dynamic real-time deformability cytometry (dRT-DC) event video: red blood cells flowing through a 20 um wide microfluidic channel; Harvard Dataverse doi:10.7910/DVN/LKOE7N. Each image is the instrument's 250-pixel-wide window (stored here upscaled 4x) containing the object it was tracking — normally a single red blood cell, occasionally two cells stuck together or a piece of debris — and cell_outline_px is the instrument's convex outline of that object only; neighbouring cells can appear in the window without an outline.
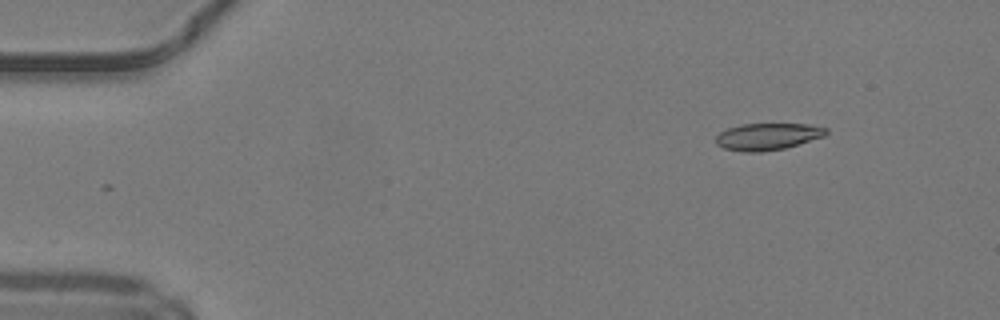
{"species": "common noctule bat (a hibernating species)", "species_latin": "Nyctalus noctula", "temperature_condition": "warm", "stored_images_in_passage": 45, "camera_frame_rate_fps": 3000, "um_per_image_px": 0.085, "animal": {"sex": "male", "body_mass_g": 19.2, "forearm_length_mm": 51.8}, "frame": {"image": 1, "passage_image": 2, "time_ms": 0.333, "image_size_px": [1000, 320], "cell_outline_px": [[828, 132], [824, 136], [784, 148], [760, 152], [744, 152], [724, 148], [716, 144], [716, 136], [720, 132], [728, 128], [740, 124], [808, 124], [828, 128]], "centroid_in_image_um": [65.23, 11.6], "position_along_channel_um": 19.8, "area_um2": 17.17}}
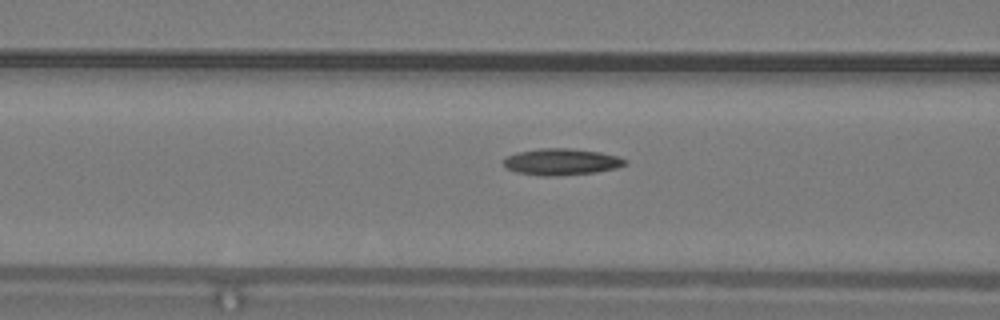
{"frame": {"image": 2, "passage_image": 16, "time_ms": 5.0, "image_size_px": [1000, 320], "cell_outline_px": [[628, 164], [616, 168], [596, 172], [556, 176], [540, 176], [516, 172], [508, 168], [504, 164], [504, 160], [508, 156], [516, 152], [540, 148], [568, 148], [600, 152], [616, 156], [628, 160]], "centroid_in_image_um": [47.74, 13.75], "position_along_channel_um": 118.9, "area_um2": 18.79}}
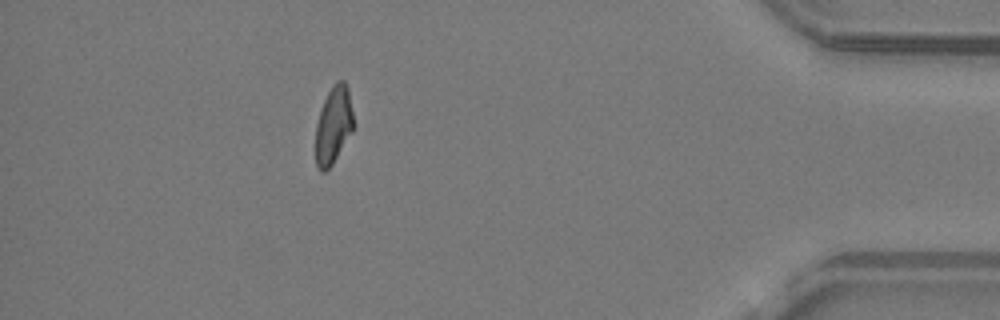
{"frame": {"image": 3, "passage_image": 40, "time_ms": 13.0, "image_size_px": [1000, 320], "cell_outline_px": [[352, 132], [332, 164], [324, 172], [320, 172], [316, 168], [316, 124], [320, 108], [332, 84], [336, 80], [344, 80], [348, 88], [352, 112]], "centroid_in_image_um": [28.32, 10.62], "position_along_channel_um": 406.9, "area_um2": 16.99}, "authors_computed_cell_mechanics": {"area_um2": 17.9758, "velocity_mm_per_s": 4.2323, "shape_relaxation_time_tau1_ms": null, "shape_relaxation_time_tau2_ms": 5.1056, "deformation_change_tau1": null, "deformation_change_tau2": 0.1272}}